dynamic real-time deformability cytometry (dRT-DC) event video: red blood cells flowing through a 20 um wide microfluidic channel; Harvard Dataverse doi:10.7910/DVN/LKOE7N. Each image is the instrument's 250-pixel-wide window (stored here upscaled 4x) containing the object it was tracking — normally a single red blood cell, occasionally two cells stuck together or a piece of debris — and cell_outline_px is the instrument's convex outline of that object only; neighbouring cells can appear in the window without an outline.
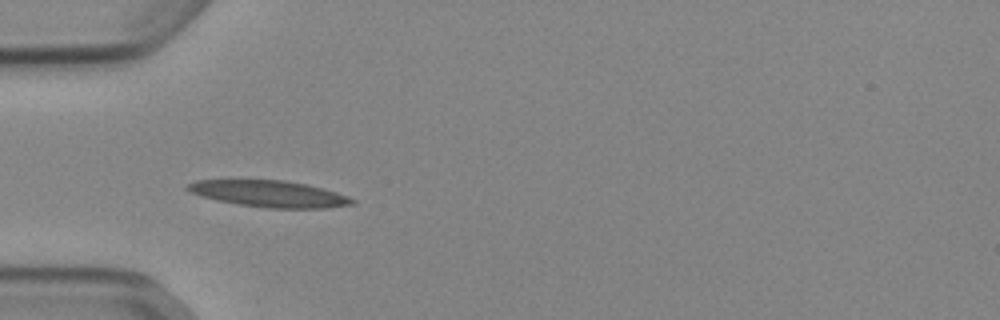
{"species": "Egyptian fruit bat (a non-hibernating species)", "species_latin": "Rousettus aegyptiacus", "temperature_condition": "cold", "stored_images_in_passage": 37, "camera_frame_rate_fps": 3000, "um_per_image_px": 0.085, "animal": {"sex": "female"}, "frame": {"image": 1, "passage_image": 1, "time_ms": 0.0, "image_size_px": [1000, 320], "cell_outline_px": [[356, 204], [328, 208], [268, 208], [240, 204], [216, 200], [200, 196], [184, 188], [188, 184], [196, 180], [228, 176], [284, 180], [308, 184], [336, 192], [348, 196], [356, 200]], "centroid_in_image_um": [22.79, 16.41], "position_along_channel_um": 62.2, "area_um2": 26.7}}
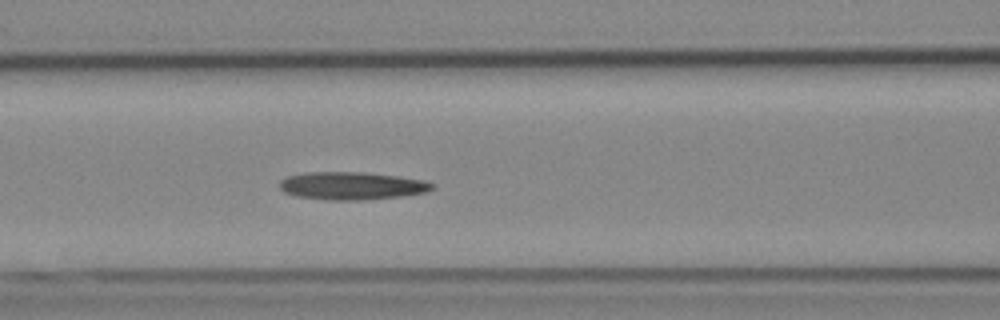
{"frame": {"image": 2, "passage_image": 7, "time_ms": 2.0, "image_size_px": [1000, 320], "cell_outline_px": [[436, 188], [428, 192], [404, 196], [360, 200], [328, 200], [296, 196], [284, 192], [280, 188], [280, 180], [288, 176], [304, 172], [364, 172], [396, 176], [424, 180], [436, 184]], "centroid_in_image_um": [29.94, 15.79], "position_along_channel_um": 136.7, "area_um2": 24.91}}
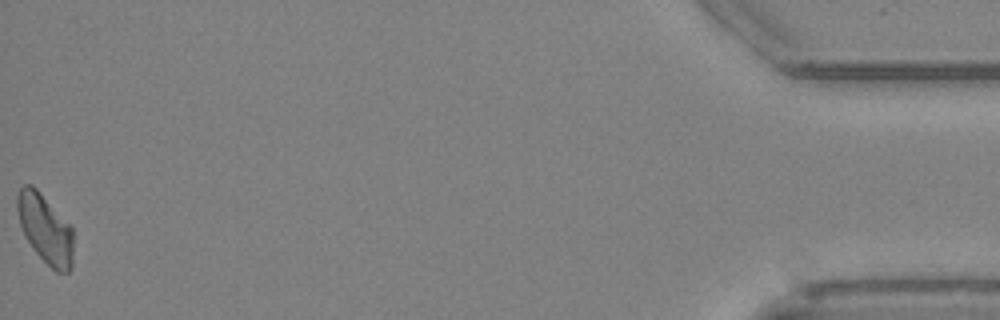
{"frame": {"image": 3, "passage_image": 37, "time_ms": 12.0, "image_size_px": [1000, 320], "cell_outline_px": [[72, 268], [68, 272], [56, 272], [36, 252], [28, 240], [20, 224], [16, 208], [16, 196], [20, 184], [32, 184], [36, 188], [72, 228]], "centroid_in_image_um": [3.81, 19.41], "position_along_channel_um": 431.4, "area_um2": 22.2}, "authors_computed_cell_mechanics": {"area_um2": 23.409, "velocity_mm_per_s": 3.8787, "shape_relaxation_time_tau1_ms": 9.4, "shape_relaxation_time_tau2_ms": null, "deformation_change_tau1": 0.2063, "deformation_change_tau2": null}}